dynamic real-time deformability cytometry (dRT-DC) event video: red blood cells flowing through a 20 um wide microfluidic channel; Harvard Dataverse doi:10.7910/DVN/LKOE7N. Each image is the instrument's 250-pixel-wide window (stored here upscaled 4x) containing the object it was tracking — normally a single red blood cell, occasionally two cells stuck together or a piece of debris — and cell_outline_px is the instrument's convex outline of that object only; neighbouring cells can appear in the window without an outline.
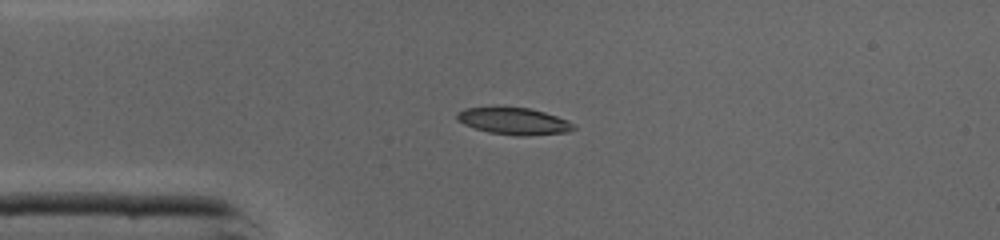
{"species": "common noctule bat (a hibernating species)", "species_latin": "Nyctalus noctula", "temperature_condition": "cold", "stored_images_in_passage": 36, "camera_frame_rate_fps": 3000, "um_per_image_px": 0.085, "animal": {"sex": "male", "body_mass_g": 19.0, "forearm_length_mm": 50.8}, "frame": {"image": 1, "passage_image": 1, "time_ms": 0.0, "image_size_px": [1000, 240], "cell_outline_px": [[576, 128], [568, 132], [524, 136], [520, 136], [488, 132], [464, 124], [456, 120], [456, 112], [464, 108], [528, 108], [544, 112], [568, 120], [576, 124]], "centroid_in_image_um": [43.7, 10.31], "position_along_channel_um": 41.3, "area_um2": 18.09}}
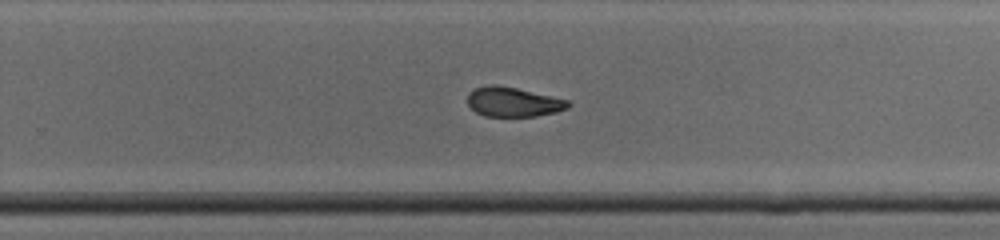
{"frame": {"image": 2, "passage_image": 19, "time_ms": 6.0, "image_size_px": [1000, 240], "cell_outline_px": [[572, 104], [568, 108], [556, 112], [536, 116], [484, 116], [476, 112], [468, 104], [468, 92], [472, 88], [488, 84], [496, 84], [516, 88], [552, 96], [568, 100]], "centroid_in_image_um": [43.6, 8.65], "position_along_channel_um": 286.2, "area_um2": 17.46}}
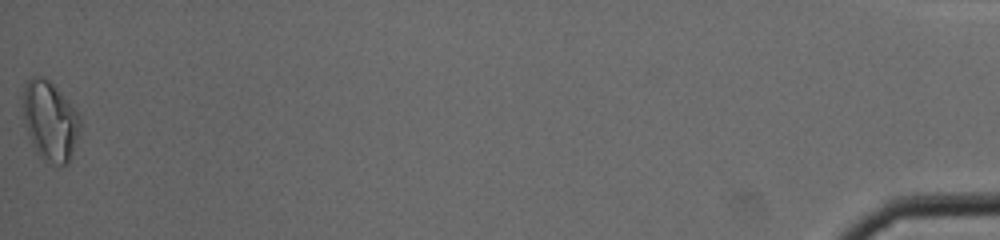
{"frame": {"image": 3, "passage_image": 36, "time_ms": 11.667, "image_size_px": [1000, 240], "cell_outline_px": [[80, 128], [68, 164], [56, 168], [40, 156], [36, 152], [32, 144], [24, 124], [20, 104], [20, 96], [24, 84], [28, 80], [36, 76], [40, 76], [48, 80], [60, 92], [80, 116]], "centroid_in_image_um": [4.19, 10.29], "position_along_channel_um": 431.0, "area_um2": 26.88}, "authors_computed_cell_mechanics": {"area_um2": 18.7561, "velocity_mm_per_s": 4.3805, "shape_relaxation_time_tau1_ms": null, "shape_relaxation_time_tau2_ms": 2.7375, "deformation_change_tau1": null, "deformation_change_tau2": 0.093}}